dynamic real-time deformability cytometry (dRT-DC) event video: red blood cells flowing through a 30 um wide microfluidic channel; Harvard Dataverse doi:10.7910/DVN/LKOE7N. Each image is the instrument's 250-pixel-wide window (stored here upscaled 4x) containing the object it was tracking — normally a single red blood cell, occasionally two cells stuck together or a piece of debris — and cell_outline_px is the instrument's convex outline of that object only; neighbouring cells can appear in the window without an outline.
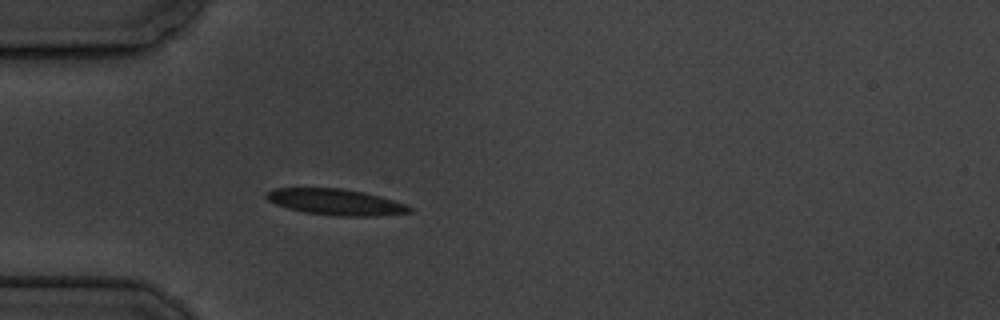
{"species": "common noctule bat (a hibernating species)", "species_latin": "Nyctalus noctula", "temperature_condition": "cold", "stored_images_in_passage": 4, "camera_frame_rate_fps": 3000, "um_per_image_px": 0.085, "animal": {"sex": "male", "body_mass_g": 19.5, "forearm_length_mm": 54.6}, "frame": {"image": 1, "passage_image": 4, "time_ms": 4.333, "image_size_px": [1000, 320], "cell_outline_px": [[412, 212], [376, 216], [336, 216], [304, 212], [288, 208], [276, 204], [268, 200], [264, 196], [272, 188], [340, 188], [364, 192], [380, 196], [408, 204], [412, 208]], "centroid_in_image_um": [28.56, 17.17], "position_along_channel_um": 56.4, "area_um2": 21.85}}